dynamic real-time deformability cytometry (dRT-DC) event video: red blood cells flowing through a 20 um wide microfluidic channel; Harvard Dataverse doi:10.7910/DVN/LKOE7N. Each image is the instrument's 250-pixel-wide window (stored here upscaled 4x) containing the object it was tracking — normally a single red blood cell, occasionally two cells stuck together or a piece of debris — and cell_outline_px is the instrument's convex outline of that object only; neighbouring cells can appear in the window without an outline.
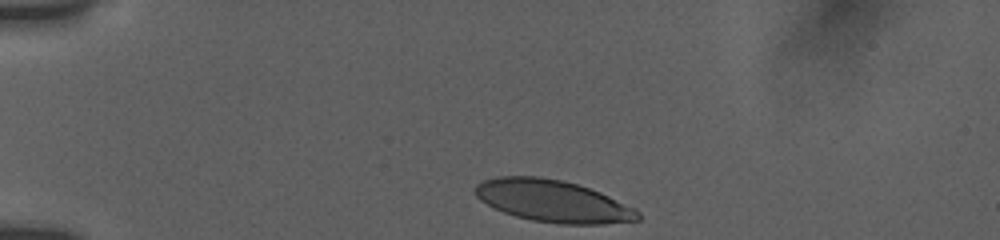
{"species": "human", "species_latin": "Homo sapiens", "temperature_condition": "room temperature", "stored_images_in_passage": 35, "camera_frame_rate_fps": 3000, "um_per_image_px": 0.085, "donor": {"sex": "female"}, "frame": {"image": 1, "passage_image": 1, "time_ms": 0.0, "image_size_px": [1000, 240], "cell_outline_px": [[640, 220], [604, 224], [560, 224], [532, 220], [516, 216], [504, 212], [480, 200], [472, 192], [472, 188], [476, 184], [484, 180], [496, 176], [540, 176], [560, 180], [576, 184], [600, 192], [636, 208], [640, 212]], "centroid_in_image_um": [46.98, 17.09], "position_along_channel_um": 38.0, "area_um2": 39.94}}
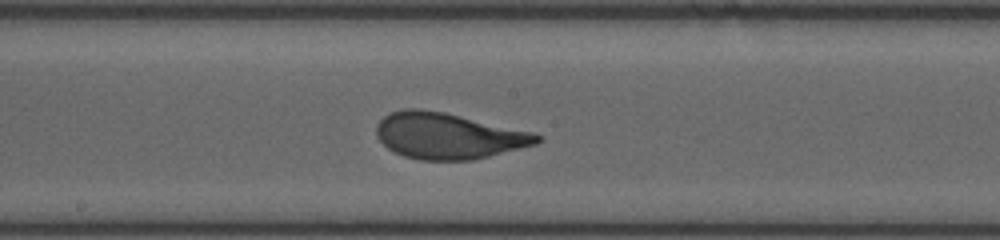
{"frame": {"image": 2, "passage_image": 19, "time_ms": 6.0, "image_size_px": [1000, 240], "cell_outline_px": [[544, 140], [536, 144], [472, 160], [420, 160], [404, 156], [388, 148], [380, 140], [376, 132], [376, 124], [388, 112], [404, 108], [420, 108], [444, 112], [536, 132], [544, 136]], "centroid_in_image_um": [38.13, 11.53], "position_along_channel_um": 210.1, "area_um2": 43.35}}
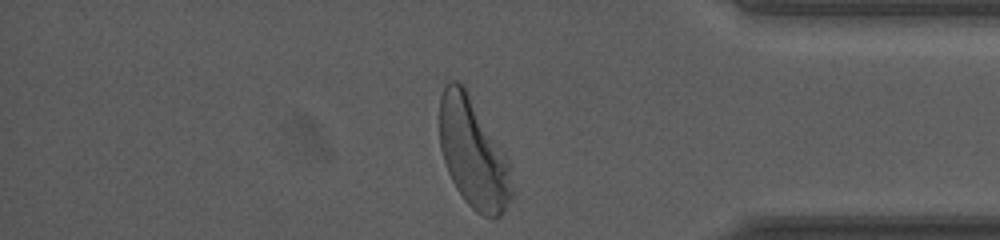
{"frame": {"image": 3, "passage_image": 35, "time_ms": 11.333, "image_size_px": [1000, 240], "cell_outline_px": [[512, 196], [504, 212], [496, 220], [492, 220], [476, 212], [464, 200], [456, 188], [448, 172], [440, 148], [440, 96], [444, 84], [448, 80], [456, 80], [464, 88], [508, 160], [512, 192]], "centroid_in_image_um": [40.2, 13.09], "position_along_channel_um": 395.0, "area_um2": 45.37}, "authors_computed_cell_mechanics": {"area_um2": 42.483, "velocity_mm_per_s": 3.8088, "shape_relaxation_time_tau1_ms": 3.0247, "shape_relaxation_time_tau2_ms": null, "deformation_change_tau1": 0.1671, "deformation_change_tau2": null}}